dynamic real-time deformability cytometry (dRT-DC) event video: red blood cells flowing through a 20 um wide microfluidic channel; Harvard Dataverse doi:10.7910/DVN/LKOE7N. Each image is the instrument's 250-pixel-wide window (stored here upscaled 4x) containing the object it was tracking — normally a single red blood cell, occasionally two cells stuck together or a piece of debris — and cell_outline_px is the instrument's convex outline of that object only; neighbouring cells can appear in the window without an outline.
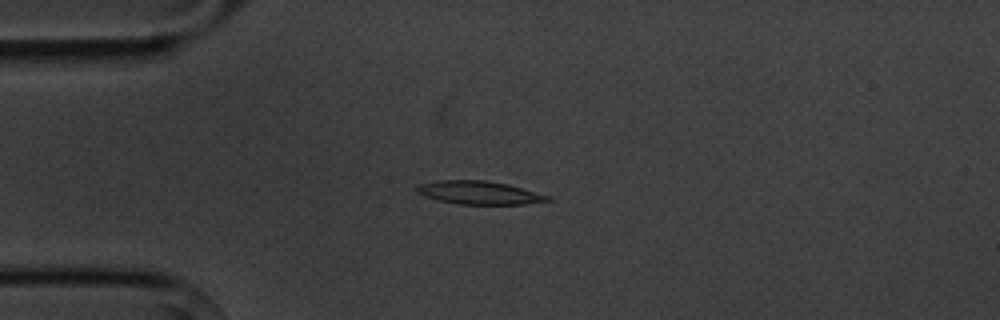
{"species": "common noctule bat (a hibernating species)", "species_latin": "Nyctalus noctula", "temperature_condition": "cold", "stored_images_in_passage": 6, "camera_frame_rate_fps": 3000, "um_per_image_px": 0.085, "animal": {"sex": "male", "body_mass_g": 20.1, "forearm_length_mm": 53.5}, "frame": {"image": 1, "passage_image": 4, "time_ms": 3.333, "image_size_px": [1000, 320], "cell_outline_px": [[552, 200], [524, 204], [460, 204], [440, 200], [416, 192], [416, 188], [420, 184], [436, 180], [484, 180], [508, 184], [548, 196]], "centroid_in_image_um": [40.72, 16.37], "position_along_channel_um": 44.3, "area_um2": 17.34}}
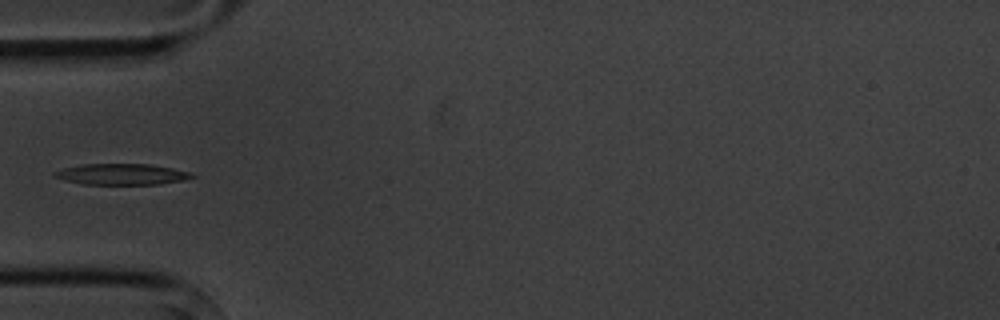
{"frame": {"image": 2, "passage_image": 5, "time_ms": 4.667, "image_size_px": [1000, 320], "cell_outline_px": [[196, 176], [184, 180], [160, 184], [84, 184], [64, 180], [52, 176], [52, 172], [64, 168], [84, 164], [148, 164], [172, 168], [188, 172]], "centroid_in_image_um": [10.31, 14.81], "position_along_channel_um": 74.7, "area_um2": 16.7}}
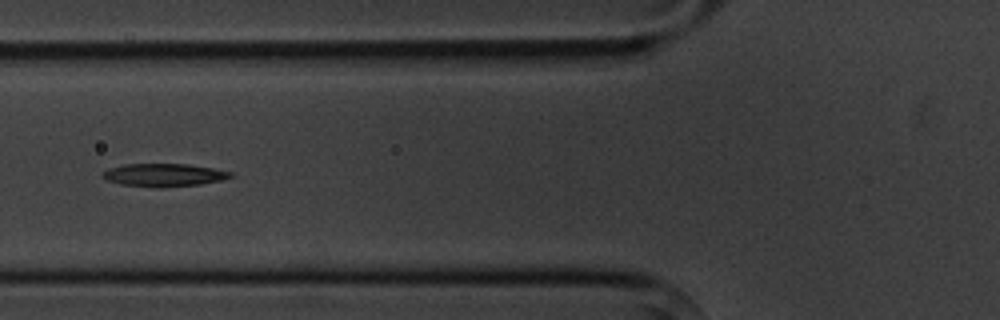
{"frame": {"image": 3, "passage_image": 6, "time_ms": 5.667, "image_size_px": [1000, 320], "cell_outline_px": [[232, 176], [220, 180], [200, 184], [160, 188], [156, 188], [120, 184], [108, 180], [100, 176], [108, 168], [124, 164], [188, 164], [212, 168], [232, 172]], "centroid_in_image_um": [13.89, 14.88], "position_along_channel_um": 111.9, "area_um2": 17.05}}